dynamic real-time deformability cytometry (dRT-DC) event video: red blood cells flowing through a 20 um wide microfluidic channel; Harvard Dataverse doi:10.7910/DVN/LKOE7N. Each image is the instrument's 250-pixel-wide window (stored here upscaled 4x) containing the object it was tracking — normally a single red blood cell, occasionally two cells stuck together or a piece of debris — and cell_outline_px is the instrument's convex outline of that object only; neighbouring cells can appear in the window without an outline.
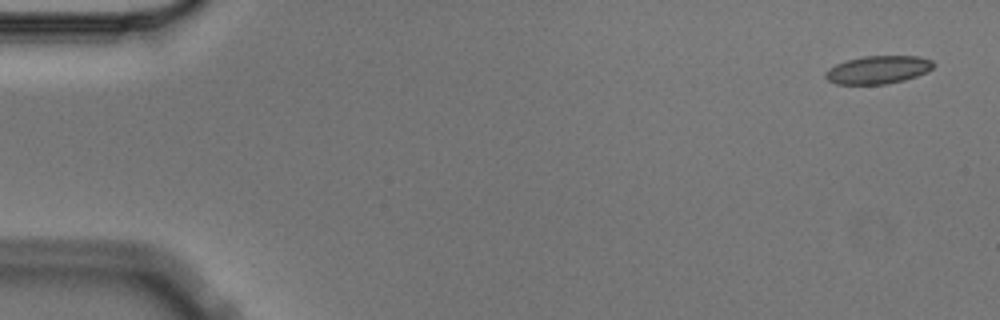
{"species": "Egyptian fruit bat (a non-hibernating species)", "species_latin": "Rousettus aegyptiacus", "temperature_condition": "cold", "stored_images_in_passage": 5, "camera_frame_rate_fps": 3000, "um_per_image_px": 0.085, "animal": {"sex": "male"}, "frame": {"image": 1, "passage_image": 1, "time_ms": 0.0, "image_size_px": [1000, 320], "cell_outline_px": [[932, 68], [928, 72], [904, 80], [884, 84], [836, 84], [828, 80], [824, 76], [828, 68], [836, 64], [848, 60], [864, 56], [916, 56], [932, 60]], "centroid_in_image_um": [74.61, 5.93], "position_along_channel_um": 10.4, "area_um2": 17.46}}
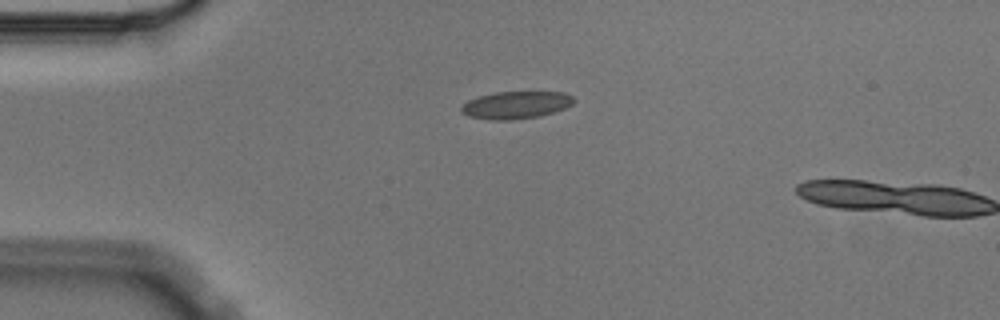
{"frame": {"image": 2, "passage_image": 4, "time_ms": 1.0, "image_size_px": [1000, 320], "cell_outline_px": [[576, 100], [572, 104], [564, 108], [540, 116], [512, 120], [492, 120], [468, 116], [460, 112], [460, 108], [468, 100], [480, 96], [496, 92], [564, 92], [572, 96]], "centroid_in_image_um": [43.85, 8.93], "position_along_channel_um": 41.2, "area_um2": 17.92}}